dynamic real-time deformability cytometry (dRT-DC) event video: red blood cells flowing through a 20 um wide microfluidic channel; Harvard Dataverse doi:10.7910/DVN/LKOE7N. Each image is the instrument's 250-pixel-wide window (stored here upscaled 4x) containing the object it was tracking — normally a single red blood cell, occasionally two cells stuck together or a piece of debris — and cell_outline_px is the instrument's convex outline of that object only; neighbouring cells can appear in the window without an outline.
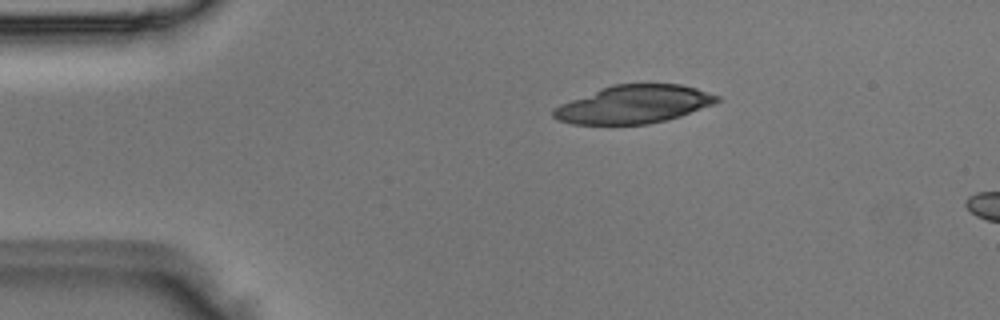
{"species": "Egyptian fruit bat (a non-hibernating species)", "species_latin": "Rousettus aegyptiacus", "temperature_condition": "room temperature", "stored_images_in_passage": 3, "camera_frame_rate_fps": 3000, "um_per_image_px": 0.085, "animal": {"sex": "male"}, "frame": {"image": 1, "passage_image": 1, "time_ms": 0.0, "image_size_px": [1000, 320], "cell_outline_px": [[720, 100], [716, 104], [680, 116], [648, 124], [572, 124], [556, 120], [552, 116], [552, 108], [560, 104], [600, 88], [612, 84], [680, 84], [696, 88], [720, 96]], "centroid_in_image_um": [53.86, 8.87], "position_along_channel_um": 31.1, "area_um2": 36.41}}